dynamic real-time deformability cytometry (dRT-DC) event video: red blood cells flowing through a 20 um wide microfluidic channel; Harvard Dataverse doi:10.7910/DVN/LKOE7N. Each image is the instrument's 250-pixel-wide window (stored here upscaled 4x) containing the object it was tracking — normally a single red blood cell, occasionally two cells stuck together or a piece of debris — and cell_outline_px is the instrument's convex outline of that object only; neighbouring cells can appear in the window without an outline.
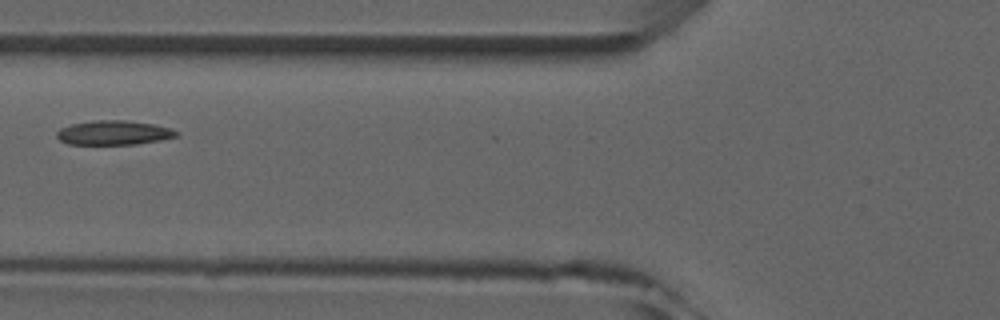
{"species": "common noctule bat (a hibernating species)", "species_latin": "Nyctalus noctula", "temperature_condition": "room temperature", "stored_images_in_passage": 3, "camera_frame_rate_fps": 3000, "um_per_image_px": 0.085, "animal": {"sex": "male", "forearm_length_mm": 52.5}, "frame": {"image": 1, "passage_image": 2, "time_ms": 1.0, "image_size_px": [1000, 320], "cell_outline_px": [[180, 132], [176, 136], [160, 140], [136, 144], [68, 144], [60, 140], [56, 136], [56, 132], [60, 128], [72, 124], [96, 120], [124, 120], [152, 124], [168, 128]], "centroid_in_image_um": [9.63, 11.28], "position_along_channel_um": 116.2, "area_um2": 16.76}}
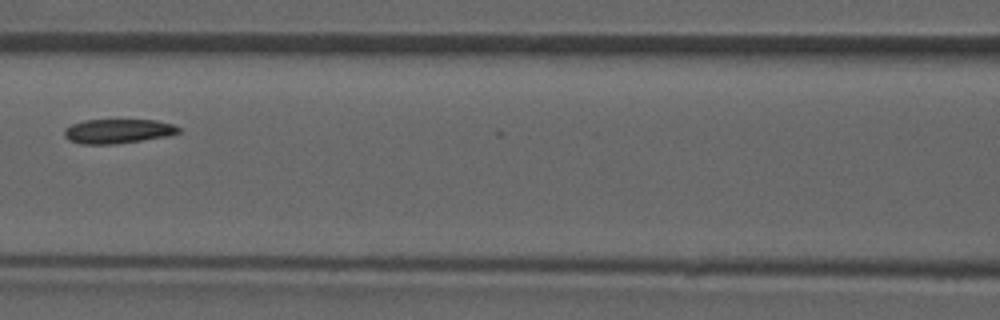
{"frame": {"image": 2, "passage_image": 3, "time_ms": 2.0, "image_size_px": [1000, 320], "cell_outline_px": [[180, 132], [168, 136], [112, 144], [80, 144], [68, 140], [64, 136], [64, 128], [72, 124], [84, 120], [156, 120], [172, 124], [180, 128]], "centroid_in_image_um": [9.98, 11.15], "position_along_channel_um": 156.6, "area_um2": 16.18}}